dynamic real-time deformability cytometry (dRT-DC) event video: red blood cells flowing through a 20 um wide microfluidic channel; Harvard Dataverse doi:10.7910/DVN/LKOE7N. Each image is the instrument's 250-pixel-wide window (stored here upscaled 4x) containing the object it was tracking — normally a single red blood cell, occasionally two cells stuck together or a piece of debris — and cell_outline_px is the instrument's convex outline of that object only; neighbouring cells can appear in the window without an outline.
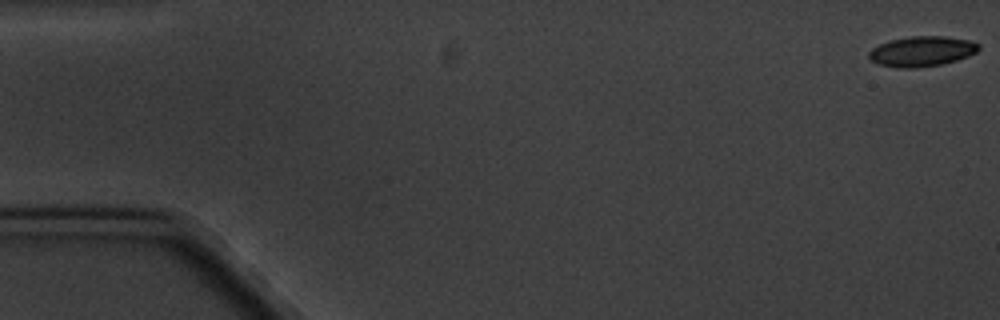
{"species": "common noctule bat (a hibernating species)", "species_latin": "Nyctalus noctula", "temperature_condition": "cold", "stored_images_in_passage": 8, "camera_frame_rate_fps": 3000, "um_per_image_px": 0.085, "animal": {"sex": "male", "body_mass_g": 20.1, "forearm_length_mm": 53.5}, "frame": {"image": 1, "passage_image": 1, "time_ms": 0.0, "image_size_px": [1000, 320], "cell_outline_px": [[980, 48], [976, 52], [968, 56], [956, 60], [940, 64], [916, 68], [896, 68], [876, 64], [868, 56], [868, 52], [872, 48], [888, 40], [912, 36], [944, 36], [968, 40], [980, 44]], "centroid_in_image_um": [78.32, 4.36], "position_along_channel_um": 6.7, "area_um2": 19.36}}
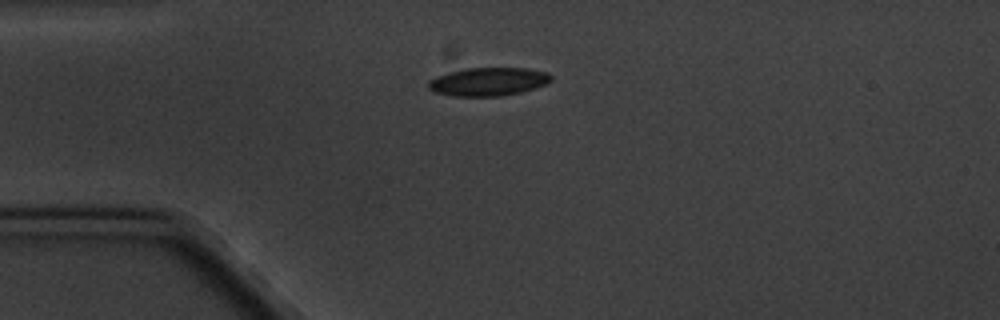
{"frame": {"image": 2, "passage_image": 5, "time_ms": 4.667, "image_size_px": [1000, 320], "cell_outline_px": [[552, 80], [548, 84], [536, 88], [520, 92], [500, 96], [452, 96], [436, 92], [428, 88], [428, 80], [436, 76], [464, 68], [528, 68], [548, 72], [552, 76]], "centroid_in_image_um": [41.54, 6.93], "position_along_channel_um": 43.5, "area_um2": 20.4}}